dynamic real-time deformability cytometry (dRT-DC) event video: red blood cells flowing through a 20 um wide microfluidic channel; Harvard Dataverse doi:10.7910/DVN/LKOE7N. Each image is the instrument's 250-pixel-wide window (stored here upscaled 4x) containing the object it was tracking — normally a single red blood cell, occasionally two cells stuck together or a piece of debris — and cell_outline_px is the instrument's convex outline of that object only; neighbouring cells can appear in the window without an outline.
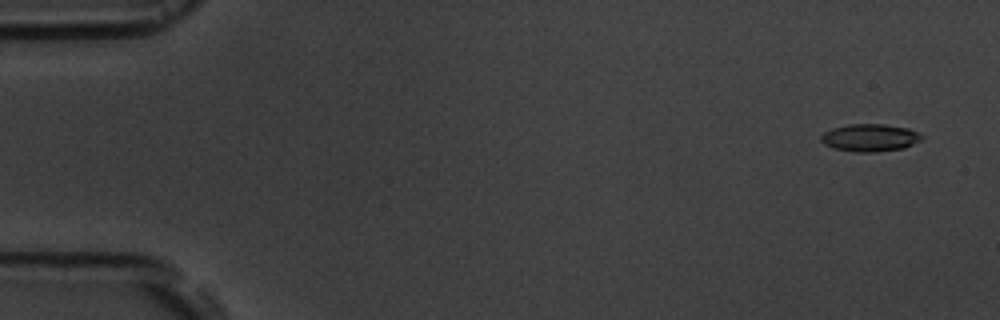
{"species": "common noctule bat (a hibernating species)", "species_latin": "Nyctalus noctula", "temperature_condition": "room temperature", "stored_images_in_passage": 3, "camera_frame_rate_fps": 3000, "um_per_image_px": 0.085, "animal": {"sex": "male", "body_mass_g": 19.5, "forearm_length_mm": 54.6}, "frame": {"image": 1, "passage_image": 1, "time_ms": 0.0, "image_size_px": [1000, 320], "cell_outline_px": [[924, 136], [920, 140], [904, 148], [872, 152], [856, 152], [832, 148], [824, 144], [820, 140], [820, 136], [824, 132], [832, 128], [848, 124], [884, 124], [908, 128]], "centroid_in_image_um": [73.9, 11.7], "position_along_channel_um": 11.1, "area_um2": 16.13}}